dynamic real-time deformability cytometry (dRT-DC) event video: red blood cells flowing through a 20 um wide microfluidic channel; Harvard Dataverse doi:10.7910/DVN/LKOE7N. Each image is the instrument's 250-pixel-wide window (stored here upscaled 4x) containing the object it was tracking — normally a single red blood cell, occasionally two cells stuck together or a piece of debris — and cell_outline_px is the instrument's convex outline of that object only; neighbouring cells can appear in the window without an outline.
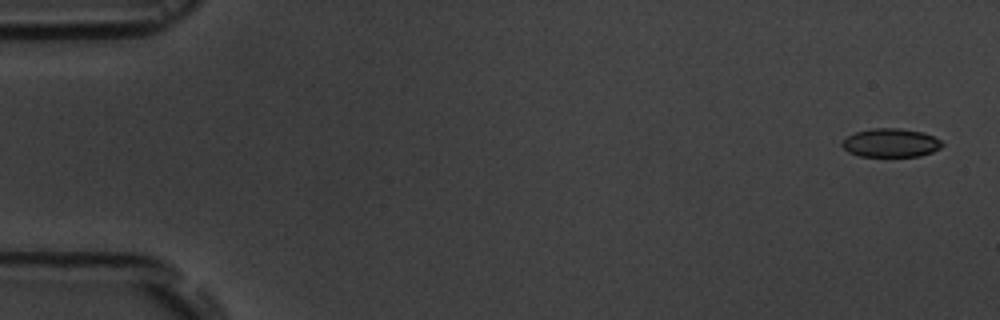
{"species": "common noctule bat (a hibernating species)", "species_latin": "Nyctalus noctula", "temperature_condition": "room temperature", "stored_images_in_passage": 6, "camera_frame_rate_fps": 3000, "um_per_image_px": 0.085, "animal": {"sex": "male", "body_mass_g": 19.5, "forearm_length_mm": 54.6}, "frame": {"image": 1, "passage_image": 1, "time_ms": 0.0, "image_size_px": [1000, 320], "cell_outline_px": [[944, 144], [940, 148], [932, 152], [920, 156], [860, 156], [848, 152], [840, 144], [848, 136], [856, 132], [872, 128], [900, 128], [924, 132], [940, 140]], "centroid_in_image_um": [75.72, 12.14], "position_along_channel_um": 9.3, "area_um2": 16.65}}
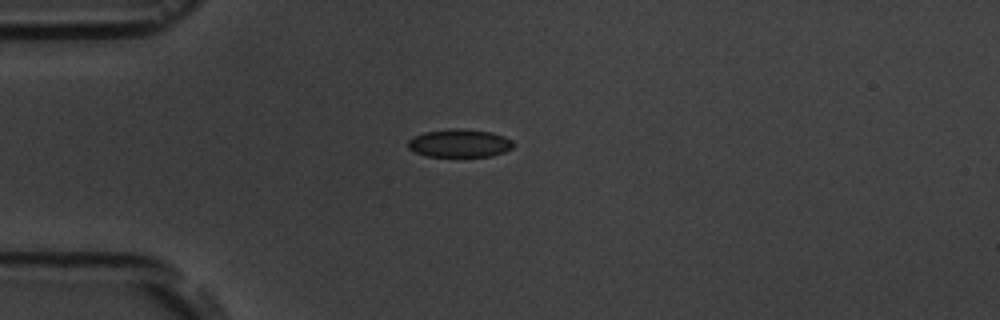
{"frame": {"image": 2, "passage_image": 4, "time_ms": 4.333, "image_size_px": [1000, 320], "cell_outline_px": [[516, 144], [512, 148], [504, 152], [492, 156], [428, 156], [416, 152], [408, 148], [408, 140], [412, 136], [424, 132], [452, 128], [460, 128], [492, 132], [504, 136], [512, 140]], "centroid_in_image_um": [39.08, 12.16], "position_along_channel_um": 45.9, "area_um2": 17.34}}
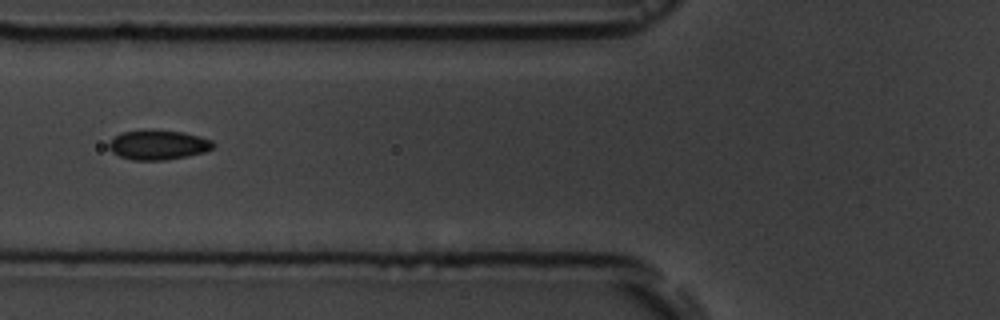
{"frame": {"image": 3, "passage_image": 6, "time_ms": 6.667, "image_size_px": [1000, 320], "cell_outline_px": [[216, 144], [212, 148], [204, 152], [188, 156], [164, 160], [132, 160], [120, 156], [112, 152], [108, 148], [108, 144], [120, 132], [184, 132], [200, 136], [212, 140]], "centroid_in_image_um": [13.48, 12.35], "position_along_channel_um": 112.3, "area_um2": 17.46}}